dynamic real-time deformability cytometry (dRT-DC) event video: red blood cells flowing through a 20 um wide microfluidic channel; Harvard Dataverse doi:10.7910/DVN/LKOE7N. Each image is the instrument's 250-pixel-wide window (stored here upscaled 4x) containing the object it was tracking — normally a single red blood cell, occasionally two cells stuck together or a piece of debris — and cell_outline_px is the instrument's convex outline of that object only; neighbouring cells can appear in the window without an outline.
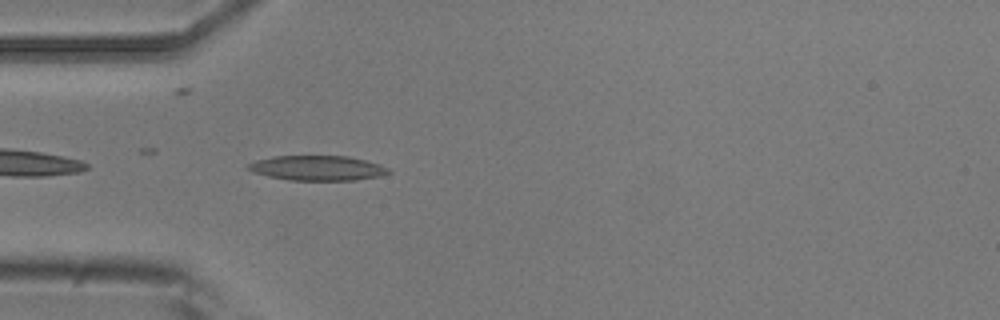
{"species": "common noctule bat (a hibernating species)", "species_latin": "Nyctalus noctula", "temperature_condition": "room temperature", "stored_images_in_passage": 21, "camera_frame_rate_fps": 3000, "um_per_image_px": 0.085, "animal": {"sex": "male", "body_mass_g": 20.5, "forearm_length_mm": 52.5}, "frame": {"image": 1, "passage_image": 1, "time_ms": 0.0, "image_size_px": [1000, 320], "cell_outline_px": [[392, 172], [380, 176], [356, 180], [288, 180], [268, 176], [252, 172], [248, 168], [248, 164], [256, 160], [272, 156], [348, 156], [380, 164], [388, 168]], "centroid_in_image_um": [26.99, 14.28], "position_along_channel_um": 58.0, "area_um2": 20.35}}
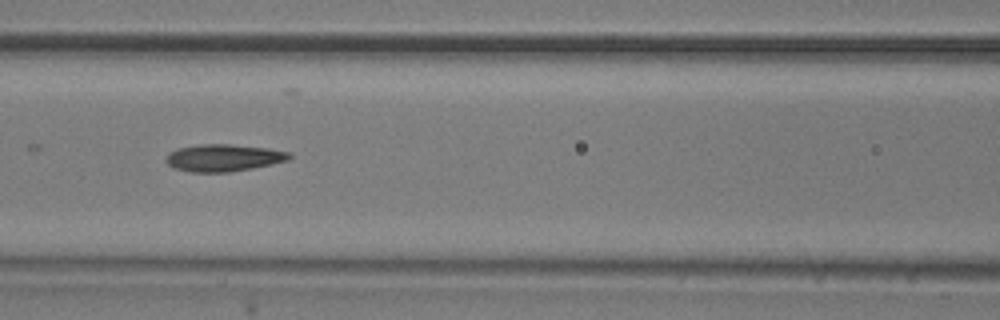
{"frame": {"image": 2, "passage_image": 8, "time_ms": 2.333, "image_size_px": [1000, 320], "cell_outline_px": [[292, 156], [288, 160], [272, 164], [252, 168], [228, 172], [192, 172], [172, 168], [164, 160], [168, 152], [176, 148], [200, 144], [228, 144], [268, 148], [292, 152]], "centroid_in_image_um": [18.97, 13.41], "position_along_channel_um": 147.6, "area_um2": 19.71}}
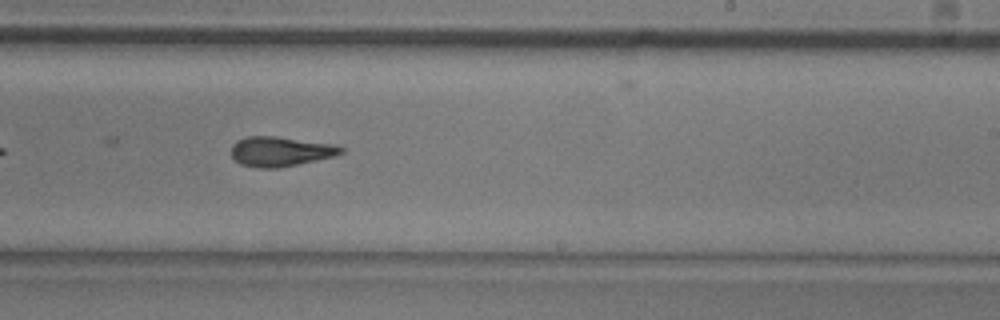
{"frame": {"image": 3, "passage_image": 17, "time_ms": 5.333, "image_size_px": [1000, 320], "cell_outline_px": [[344, 152], [332, 156], [296, 164], [276, 168], [260, 168], [240, 164], [232, 156], [232, 144], [236, 140], [244, 136], [276, 136], [336, 144], [344, 148]], "centroid_in_image_um": [23.81, 12.85], "position_along_channel_um": 265.2, "area_um2": 18.96}}